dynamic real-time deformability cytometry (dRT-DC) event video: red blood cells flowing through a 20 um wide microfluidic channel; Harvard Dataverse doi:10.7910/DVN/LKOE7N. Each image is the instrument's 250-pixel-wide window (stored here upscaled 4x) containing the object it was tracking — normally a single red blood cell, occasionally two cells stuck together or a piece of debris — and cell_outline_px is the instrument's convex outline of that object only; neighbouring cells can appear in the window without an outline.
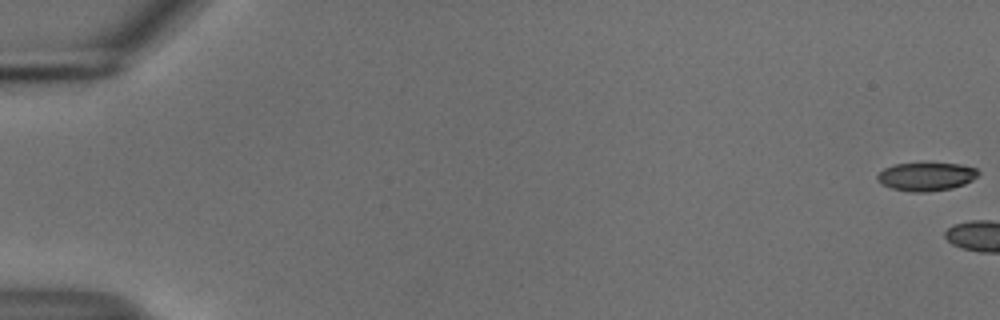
{"species": "common noctule bat (a hibernating species)", "species_latin": "Nyctalus noctula", "temperature_condition": "cold", "stored_images_in_passage": 5, "camera_frame_rate_fps": 3000, "um_per_image_px": 0.085, "animal": {"sex": "male", "body_mass_g": 18.8}, "frame": {"image": 1, "passage_image": 1, "time_ms": 0.0, "image_size_px": [1000, 320], "cell_outline_px": [[980, 172], [972, 180], [964, 184], [952, 188], [928, 192], [912, 192], [892, 188], [880, 184], [876, 180], [876, 176], [884, 168], [896, 164], [960, 164], [976, 168]], "centroid_in_image_um": [78.71, 15.02], "position_along_channel_um": 6.3, "area_um2": 16.53}}